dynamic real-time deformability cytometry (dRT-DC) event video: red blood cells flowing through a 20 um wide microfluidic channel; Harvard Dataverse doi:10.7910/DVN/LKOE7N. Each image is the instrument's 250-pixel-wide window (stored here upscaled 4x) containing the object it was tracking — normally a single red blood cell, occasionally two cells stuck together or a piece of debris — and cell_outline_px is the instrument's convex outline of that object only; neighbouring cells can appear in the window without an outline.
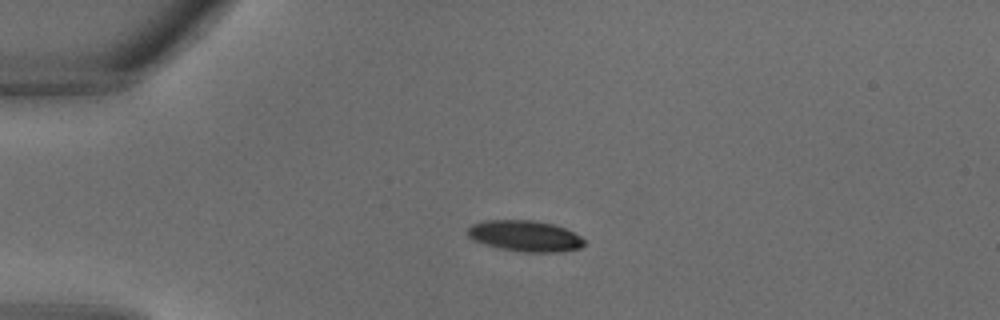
{"species": "common noctule bat (a hibernating species)", "species_latin": "Nyctalus noctula", "temperature_condition": "warm", "stored_images_in_passage": 25, "camera_frame_rate_fps": 3000, "um_per_image_px": 0.085, "animal": {"sex": "male", "body_mass_g": 18.8}, "frame": {"image": 1, "passage_image": 3, "time_ms": 0.667, "image_size_px": [1000, 320], "cell_outline_px": [[584, 244], [580, 248], [560, 252], [524, 252], [500, 248], [484, 244], [472, 240], [468, 236], [468, 228], [472, 224], [484, 220], [532, 220], [552, 224], [564, 228], [580, 236], [584, 240]], "centroid_in_image_um": [44.6, 20.06], "position_along_channel_um": 40.4, "area_um2": 20.98}}
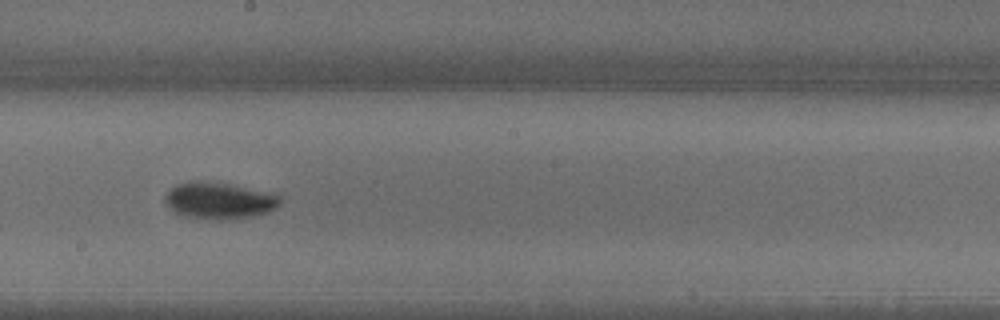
{"frame": {"image": 2, "passage_image": 14, "time_ms": 4.333, "image_size_px": [1000, 320], "cell_outline_px": [[280, 204], [276, 208], [268, 212], [252, 216], [220, 220], [184, 216], [168, 208], [164, 200], [164, 196], [176, 184], [192, 180], [208, 180], [228, 184], [264, 192], [280, 196]], "centroid_in_image_um": [18.57, 17.04], "position_along_channel_um": 229.6, "area_um2": 24.39}}
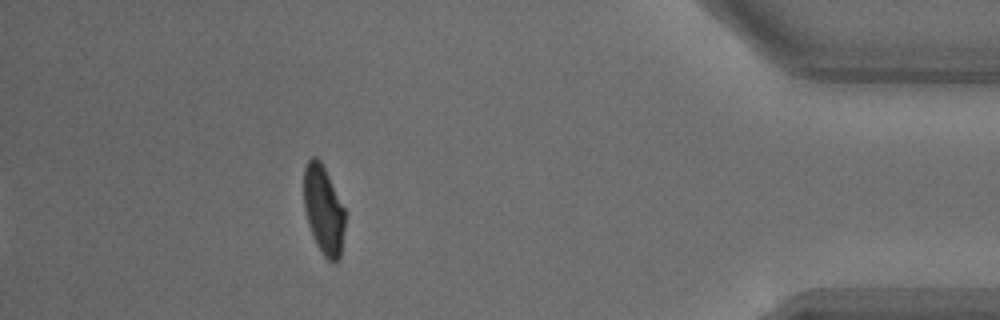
{"frame": {"image": 3, "passage_image": 25, "time_ms": 8.0, "image_size_px": [1000, 320], "cell_outline_px": [[344, 228], [340, 256], [336, 260], [328, 260], [324, 256], [316, 244], [308, 224], [304, 208], [304, 168], [308, 160], [312, 156], [316, 156], [320, 160], [344, 208]], "centroid_in_image_um": [27.47, 17.82], "position_along_channel_um": 407.7, "area_um2": 20.87}}